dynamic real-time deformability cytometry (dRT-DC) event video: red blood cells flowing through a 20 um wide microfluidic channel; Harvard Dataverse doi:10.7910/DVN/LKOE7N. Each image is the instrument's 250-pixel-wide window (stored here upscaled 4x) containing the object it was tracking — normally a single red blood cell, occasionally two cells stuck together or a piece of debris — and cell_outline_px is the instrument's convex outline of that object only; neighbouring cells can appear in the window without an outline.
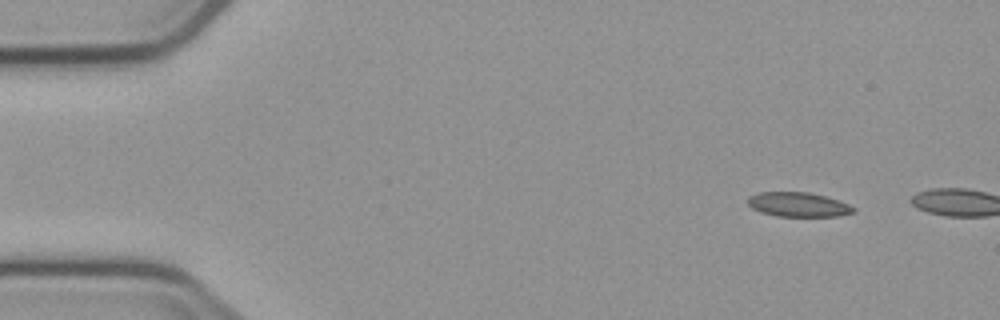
{"species": "common noctule bat (a hibernating species)", "species_latin": "Nyctalus noctula", "temperature_condition": "cold", "stored_images_in_passage": 6, "camera_frame_rate_fps": 3000, "um_per_image_px": 0.085, "animal": {"sex": "male", "body_mass_g": 23.1, "forearm_length_mm": 52.7}, "frame": {"image": 1, "passage_image": 2, "time_ms": 1.0, "image_size_px": [1000, 320], "cell_outline_px": [[856, 212], [840, 216], [776, 216], [760, 212], [752, 208], [748, 204], [748, 196], [756, 192], [808, 192], [840, 200], [856, 208]], "centroid_in_image_um": [67.86, 17.38], "position_along_channel_um": 17.1, "area_um2": 15.2}}